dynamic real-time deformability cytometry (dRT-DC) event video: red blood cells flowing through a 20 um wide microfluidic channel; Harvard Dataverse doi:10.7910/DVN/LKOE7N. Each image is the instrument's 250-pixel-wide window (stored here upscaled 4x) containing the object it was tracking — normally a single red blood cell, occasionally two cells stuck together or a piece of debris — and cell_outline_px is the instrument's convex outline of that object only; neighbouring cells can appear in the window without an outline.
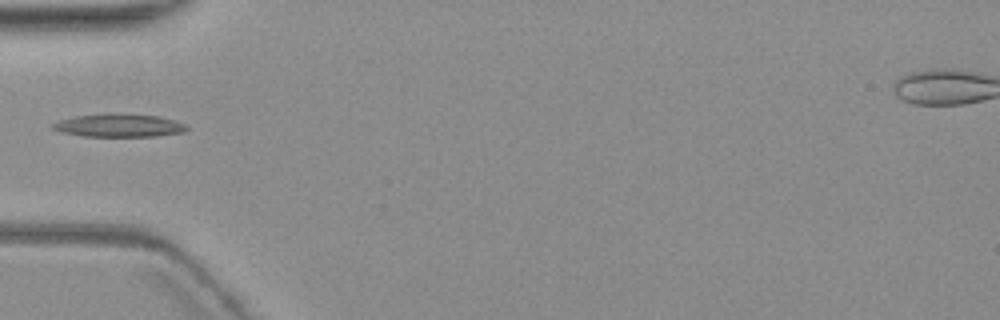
{"species": "common noctule bat (a hibernating species)", "species_latin": "Nyctalus noctula", "temperature_condition": "warm", "stored_images_in_passage": 2, "camera_frame_rate_fps": 3000, "um_per_image_px": 0.085, "animal": {"sex": "female", "body_mass_g": 19.3, "forearm_length_mm": 54.1}, "frame": {"image": 1, "passage_image": 2, "time_ms": 1.333, "image_size_px": [1000, 320], "cell_outline_px": [[188, 128], [184, 132], [156, 136], [84, 136], [60, 132], [52, 128], [52, 124], [60, 120], [76, 116], [112, 112], [116, 112], [160, 116], [176, 120], [184, 124]], "centroid_in_image_um": [10.13, 10.64], "position_along_channel_um": 74.9, "area_um2": 18.21}}